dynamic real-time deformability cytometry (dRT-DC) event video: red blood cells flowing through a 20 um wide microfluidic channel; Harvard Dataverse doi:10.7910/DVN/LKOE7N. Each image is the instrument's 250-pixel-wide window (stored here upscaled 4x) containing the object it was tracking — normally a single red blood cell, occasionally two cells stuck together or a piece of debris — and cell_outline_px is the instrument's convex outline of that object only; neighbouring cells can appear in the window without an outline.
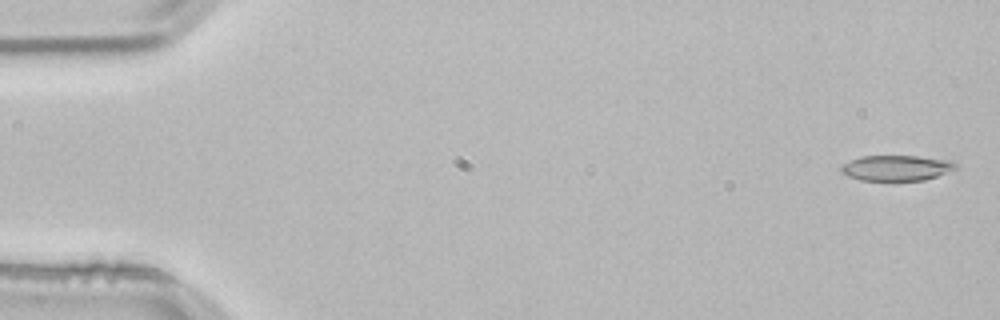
{"species": "common noctule bat (a hibernating species)", "species_latin": "Nyctalus noctula", "temperature_condition": "room temperature", "stored_images_in_passage": 54, "camera_frame_rate_fps": 3000, "um_per_image_px": 0.085, "animal": {"sex": "male", "body_mass_g": 21.5, "forearm_length_mm": 52.0}, "frame": {"image": 1, "passage_image": 2, "time_ms": 0.333, "image_size_px": [1000, 320], "cell_outline_px": [[960, 168], [924, 180], [892, 184], [860, 180], [848, 176], [840, 172], [840, 164], [860, 156], [920, 156], [952, 160]], "centroid_in_image_um": [76.18, 14.32], "position_along_channel_um": 8.8, "area_um2": 18.15}}
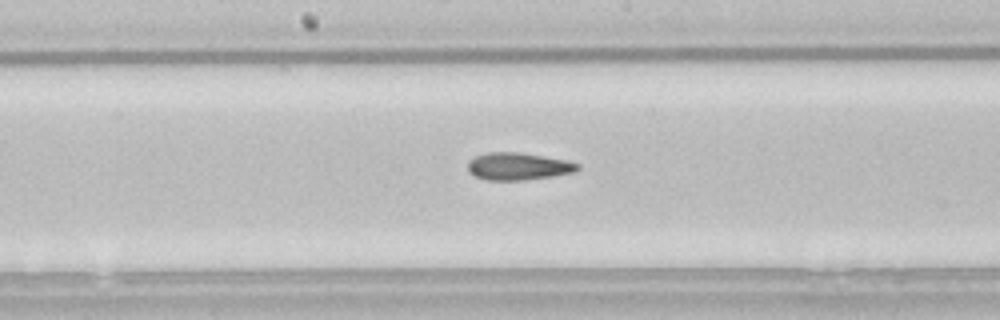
{"frame": {"image": 2, "passage_image": 28, "time_ms": 9.0, "image_size_px": [1000, 320], "cell_outline_px": [[580, 168], [576, 172], [552, 176], [524, 180], [488, 180], [476, 176], [468, 172], [468, 160], [476, 156], [488, 152], [520, 152], [568, 160], [580, 164]], "centroid_in_image_um": [44.07, 14.13], "position_along_channel_um": 204.1, "area_um2": 17.63}}
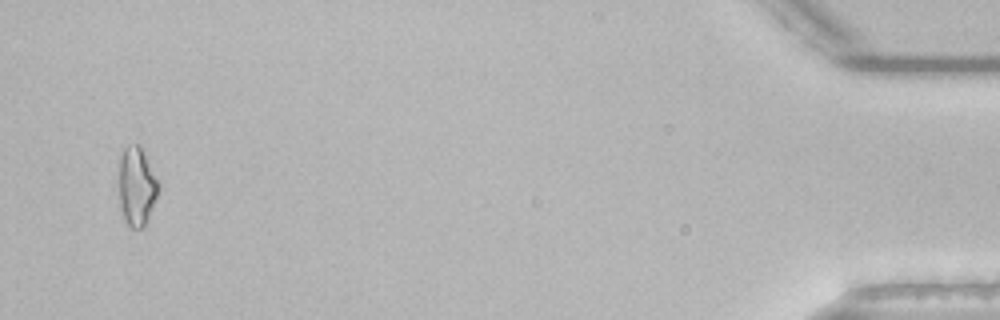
{"frame": {"image": 3, "passage_image": 52, "time_ms": 17.0, "image_size_px": [1000, 320], "cell_outline_px": [[160, 188], [148, 220], [144, 228], [128, 228], [124, 220], [120, 208], [120, 156], [124, 148], [128, 144], [140, 144], [160, 184]], "centroid_in_image_um": [11.64, 15.87], "position_along_channel_um": 423.6, "area_um2": 18.38}, "authors_computed_cell_mechanics": {"area_um2": 17.4267, "velocity_mm_per_s": 3.827, "shape_relaxation_time_tau1_ms": null, "shape_relaxation_time_tau2_ms": 5.7417, "deformation_change_tau1": null, "deformation_change_tau2": 0.1697}}